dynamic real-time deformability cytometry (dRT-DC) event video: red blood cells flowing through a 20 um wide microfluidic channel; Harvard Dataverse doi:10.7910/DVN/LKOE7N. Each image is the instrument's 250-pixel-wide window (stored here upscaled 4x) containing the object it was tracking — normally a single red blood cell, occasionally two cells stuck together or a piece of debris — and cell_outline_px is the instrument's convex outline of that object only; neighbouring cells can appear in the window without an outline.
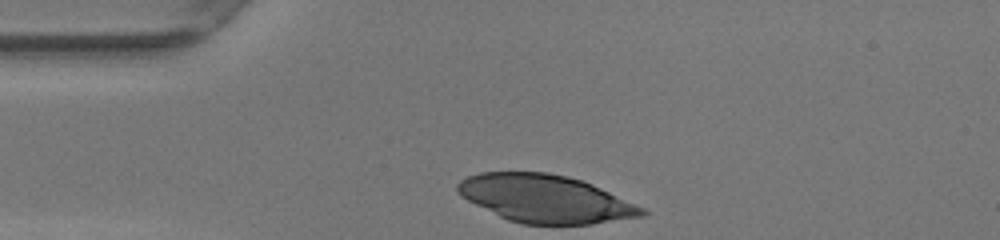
{"species": "human", "species_latin": "Homo sapiens", "temperature_condition": "warm", "stored_images_in_passage": 28, "camera_frame_rate_fps": 3000, "um_per_image_px": 0.085, "donor": {"sex": "female"}, "frame": {"image": 1, "passage_image": 1, "time_ms": 0.0, "image_size_px": [1000, 240], "cell_outline_px": [[648, 212], [644, 216], [592, 224], [520, 224], [508, 220], [460, 196], [456, 192], [456, 184], [460, 180], [468, 176], [480, 172], [548, 172], [568, 176], [592, 184], [644, 208]], "centroid_in_image_um": [46.34, 16.89], "position_along_channel_um": 38.7, "area_um2": 51.15}}
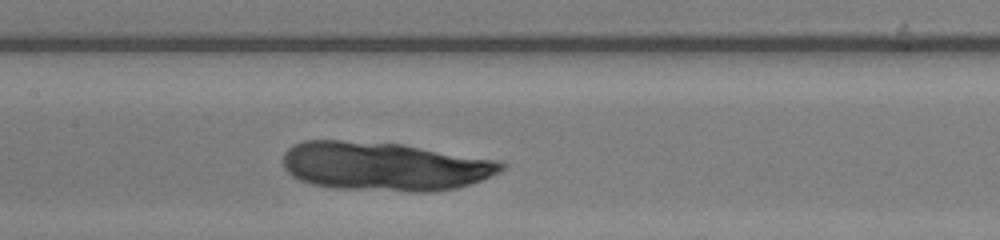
{"frame": {"image": 2, "passage_image": 13, "time_ms": 4.0, "image_size_px": [1000, 240], "cell_outline_px": [[508, 164], [500, 172], [480, 180], [456, 188], [428, 192], [408, 192], [332, 188], [312, 184], [300, 180], [292, 176], [284, 168], [284, 152], [292, 144], [304, 140], [340, 140], [404, 144], [496, 160]], "centroid_in_image_um": [32.66, 14.14], "position_along_channel_um": 174.7, "area_um2": 62.42}}
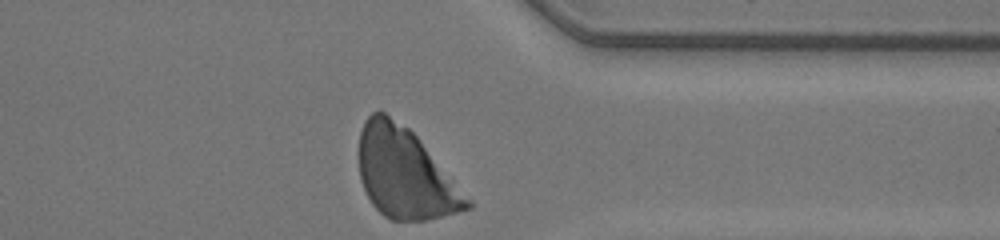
{"frame": {"image": 3, "passage_image": 28, "time_ms": 9.0, "image_size_px": [1000, 240], "cell_outline_px": [[472, 208], [424, 220], [392, 220], [384, 216], [372, 204], [360, 180], [360, 132], [364, 120], [372, 112], [384, 112], [408, 128], [416, 136], [472, 200]], "centroid_in_image_um": [34.42, 14.75], "position_along_channel_um": 377.0, "area_um2": 56.07}}